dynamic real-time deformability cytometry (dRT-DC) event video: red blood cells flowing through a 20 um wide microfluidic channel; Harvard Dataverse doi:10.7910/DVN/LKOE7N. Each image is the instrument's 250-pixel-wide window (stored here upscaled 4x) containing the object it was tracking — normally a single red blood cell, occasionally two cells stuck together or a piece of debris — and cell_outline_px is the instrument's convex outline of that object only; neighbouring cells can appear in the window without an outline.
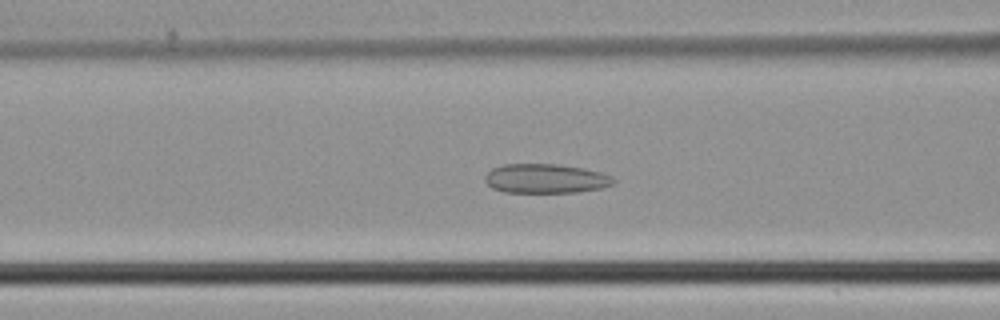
{"species": "common noctule bat (a hibernating species)", "species_latin": "Nyctalus noctula", "temperature_condition": "cold", "stored_images_in_passage": 47, "camera_frame_rate_fps": 3000, "um_per_image_px": 0.085, "animal": {"sex": "male", "body_mass_g": 21.5, "forearm_length_mm": 52.0}, "frame": {"image": 1, "passage_image": 18, "time_ms": 5.667, "image_size_px": [1000, 320], "cell_outline_px": [[616, 184], [604, 188], [576, 192], [504, 192], [492, 188], [484, 180], [484, 176], [492, 168], [504, 164], [556, 164], [584, 168], [600, 172], [612, 176], [616, 180]], "centroid_in_image_um": [46.41, 15.18], "position_along_channel_um": 120.2, "area_um2": 22.14}}
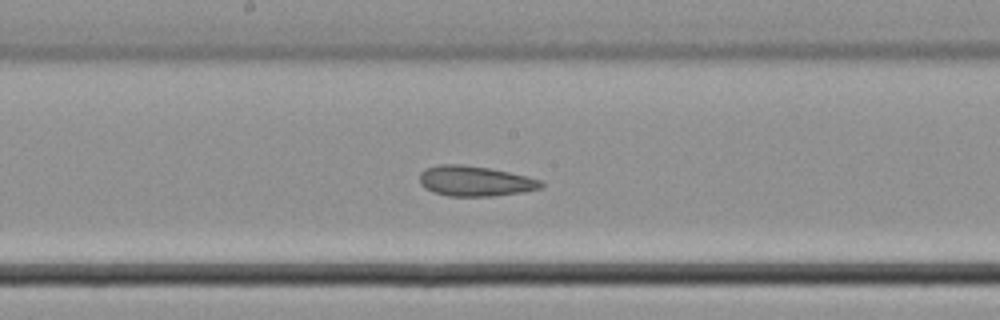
{"frame": {"image": 2, "passage_image": 24, "time_ms": 7.667, "image_size_px": [1000, 320], "cell_outline_px": [[544, 184], [540, 188], [524, 192], [492, 196], [448, 196], [432, 192], [424, 188], [420, 184], [420, 172], [424, 168], [440, 164], [460, 164], [488, 168], [528, 176], [540, 180]], "centroid_in_image_um": [40.34, 15.39], "position_along_channel_um": 207.9, "area_um2": 21.5}}
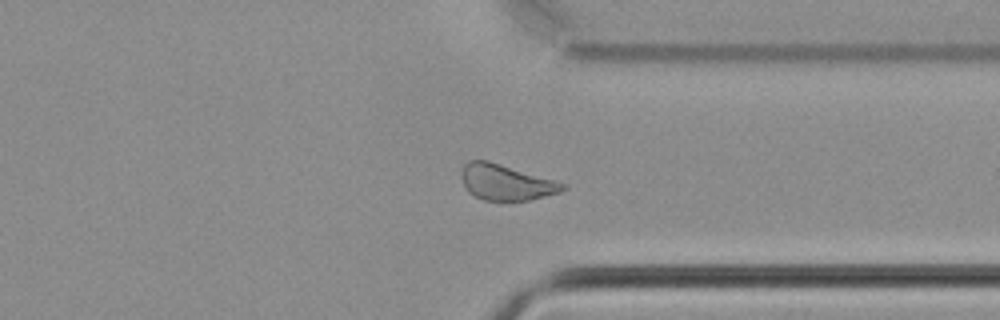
{"frame": {"image": 3, "passage_image": 35, "time_ms": 11.333, "image_size_px": [1000, 320], "cell_outline_px": [[568, 188], [560, 192], [532, 200], [484, 200], [468, 192], [464, 188], [460, 176], [460, 172], [464, 164], [468, 160], [488, 160], [568, 184]], "centroid_in_image_um": [43.0, 15.49], "position_along_channel_um": 368.4, "area_um2": 21.33}}